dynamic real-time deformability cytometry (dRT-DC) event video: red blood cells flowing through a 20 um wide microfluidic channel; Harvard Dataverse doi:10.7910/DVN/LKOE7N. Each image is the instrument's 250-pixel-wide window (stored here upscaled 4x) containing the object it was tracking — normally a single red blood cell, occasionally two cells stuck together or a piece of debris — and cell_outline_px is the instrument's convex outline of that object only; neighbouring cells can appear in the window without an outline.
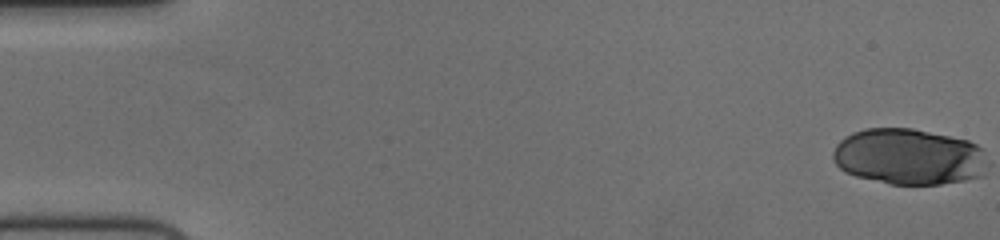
{"species": "human", "species_latin": "Homo sapiens", "temperature_condition": "cold", "stored_images_in_passage": 56, "camera_frame_rate_fps": 3000, "um_per_image_px": 0.085, "donor": {"sex": "female"}, "frame": {"image": 1, "passage_image": 1, "time_ms": 0.0, "image_size_px": [1000, 240], "cell_outline_px": [[984, 176], [964, 180], [940, 184], [888, 184], [856, 176], [844, 172], [836, 164], [832, 156], [832, 152], [836, 144], [844, 136], [852, 132], [864, 128], [912, 128], [968, 140], [984, 148]], "centroid_in_image_um": [77.22, 13.31], "position_along_channel_um": 7.8, "area_um2": 50.81}}
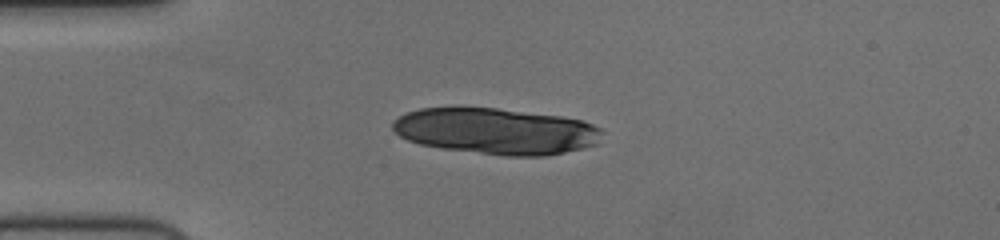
{"frame": {"image": 2, "passage_image": 15, "time_ms": 4.667, "image_size_px": [1000, 240], "cell_outline_px": [[604, 132], [596, 144], [584, 148], [544, 156], [504, 156], [440, 148], [420, 144], [408, 140], [400, 136], [392, 128], [392, 120], [408, 112], [420, 108], [456, 104], [460, 104], [496, 108], [560, 116], [584, 120], [600, 128]], "centroid_in_image_um": [42.11, 11.11], "position_along_channel_um": 42.9, "area_um2": 57.51}}
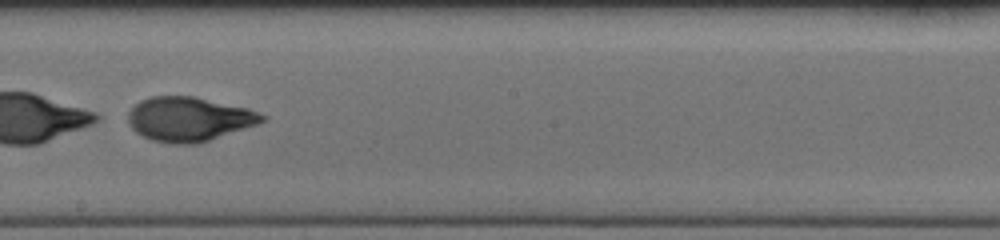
{"frame": {"image": 3, "passage_image": 33, "time_ms": 10.667, "image_size_px": [1000, 240], "cell_outline_px": [[268, 116], [264, 120], [256, 124], [196, 144], [168, 144], [152, 140], [136, 132], [128, 124], [128, 112], [140, 100], [152, 96], [192, 96], [248, 108]], "centroid_in_image_um": [16.03, 10.12], "position_along_channel_um": 232.2, "area_um2": 34.33}}